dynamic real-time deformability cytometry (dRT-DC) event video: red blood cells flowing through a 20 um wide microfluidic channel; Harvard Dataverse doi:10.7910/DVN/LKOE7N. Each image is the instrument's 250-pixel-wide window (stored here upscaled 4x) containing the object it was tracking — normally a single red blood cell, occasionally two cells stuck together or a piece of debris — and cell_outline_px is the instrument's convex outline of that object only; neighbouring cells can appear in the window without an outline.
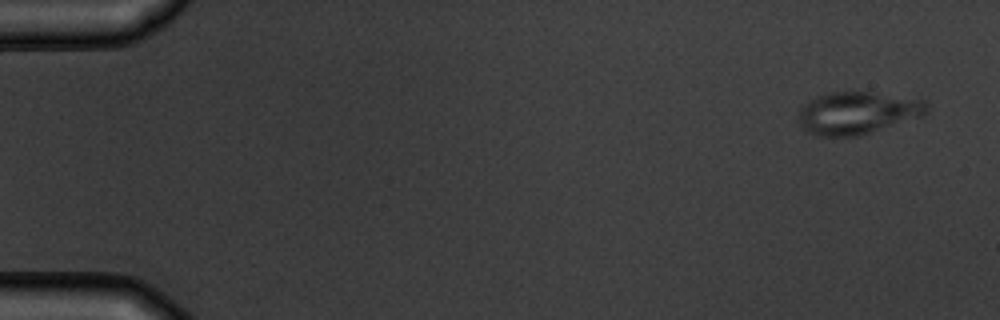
{"species": "common noctule bat (a hibernating species)", "species_latin": "Nyctalus noctula", "temperature_condition": "warm", "stored_images_in_passage": 5, "camera_frame_rate_fps": 3000, "um_per_image_px": 0.085, "animal": {"sex": "male", "body_mass_g": 19.5, "forearm_length_mm": 54.6}, "frame": {"image": 1, "passage_image": 1, "time_ms": 0.0, "image_size_px": [1000, 320], "cell_outline_px": [[928, 112], [924, 116], [856, 136], [816, 136], [808, 132], [804, 128], [800, 120], [800, 108], [808, 100], [816, 96], [828, 92], [872, 92], [924, 100], [928, 104]], "centroid_in_image_um": [72.9, 9.59], "position_along_channel_um": 12.1, "area_um2": 31.5}}